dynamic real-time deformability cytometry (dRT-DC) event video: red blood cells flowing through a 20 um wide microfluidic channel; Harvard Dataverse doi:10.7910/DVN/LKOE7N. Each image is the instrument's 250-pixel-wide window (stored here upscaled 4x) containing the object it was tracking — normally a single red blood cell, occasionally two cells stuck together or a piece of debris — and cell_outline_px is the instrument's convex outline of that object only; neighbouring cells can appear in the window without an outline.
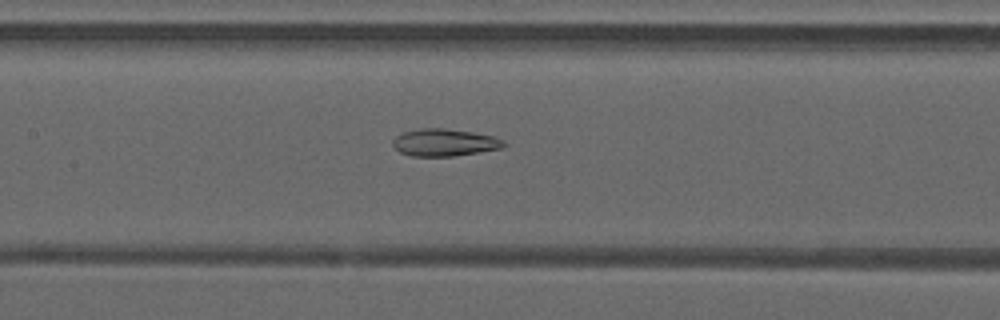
{"species": "common noctule bat (a hibernating species)", "species_latin": "Nyctalus noctula", "temperature_condition": "warm", "stored_images_in_passage": 49, "camera_frame_rate_fps": 3000, "um_per_image_px": 0.085, "animal": {"sex": "male", "forearm_length_mm": 52.5}, "frame": {"image": 1, "passage_image": 24, "time_ms": 7.667, "image_size_px": [1000, 320], "cell_outline_px": [[504, 148], [480, 152], [452, 156], [412, 156], [400, 152], [392, 144], [392, 140], [396, 136], [404, 132], [420, 128], [444, 128], [472, 132], [492, 136], [504, 140]], "centroid_in_image_um": [37.78, 12.11], "position_along_channel_um": 169.6, "area_um2": 17.57}}
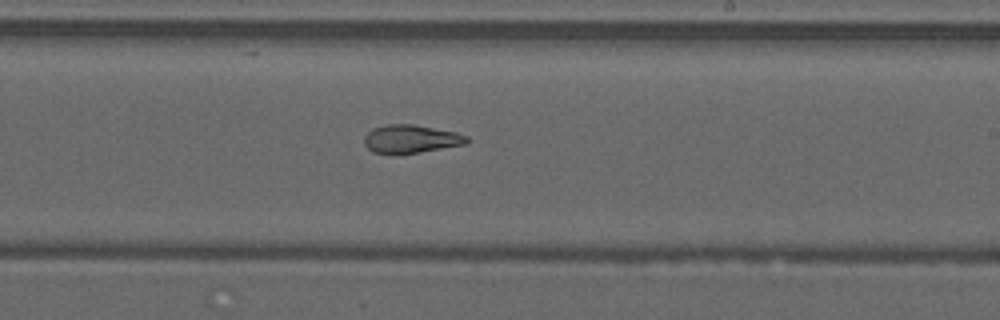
{"frame": {"image": 2, "passage_image": 30, "time_ms": 9.667, "image_size_px": [1000, 320], "cell_outline_px": [[468, 140], [464, 144], [420, 152], [372, 152], [364, 144], [364, 136], [372, 128], [388, 124], [412, 124], [456, 132], [468, 136]], "centroid_in_image_um": [34.91, 11.78], "position_along_channel_um": 254.1, "area_um2": 16.42}}
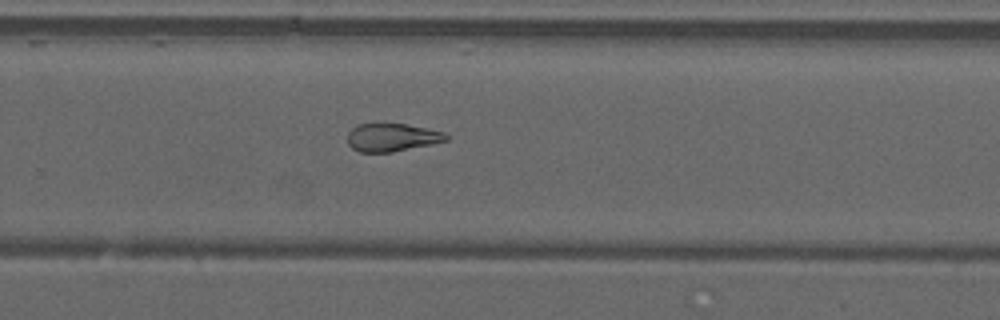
{"frame": {"image": 3, "passage_image": 33, "time_ms": 10.667, "image_size_px": [1000, 320], "cell_outline_px": [[448, 140], [432, 144], [392, 152], [360, 152], [352, 148], [348, 144], [348, 132], [356, 124], [404, 124], [428, 128], [444, 132], [448, 136]], "centroid_in_image_um": [33.32, 11.68], "position_along_channel_um": 296.5, "area_um2": 16.07}, "authors_computed_cell_mechanics": {"area_um2": 20.4034, "velocity_mm_per_s": 4.2535, "shape_relaxation_time_tau1_ms": null, "shape_relaxation_time_tau2_ms": 3.7031, "deformation_change_tau1": null, "deformation_change_tau2": 0.1214}}